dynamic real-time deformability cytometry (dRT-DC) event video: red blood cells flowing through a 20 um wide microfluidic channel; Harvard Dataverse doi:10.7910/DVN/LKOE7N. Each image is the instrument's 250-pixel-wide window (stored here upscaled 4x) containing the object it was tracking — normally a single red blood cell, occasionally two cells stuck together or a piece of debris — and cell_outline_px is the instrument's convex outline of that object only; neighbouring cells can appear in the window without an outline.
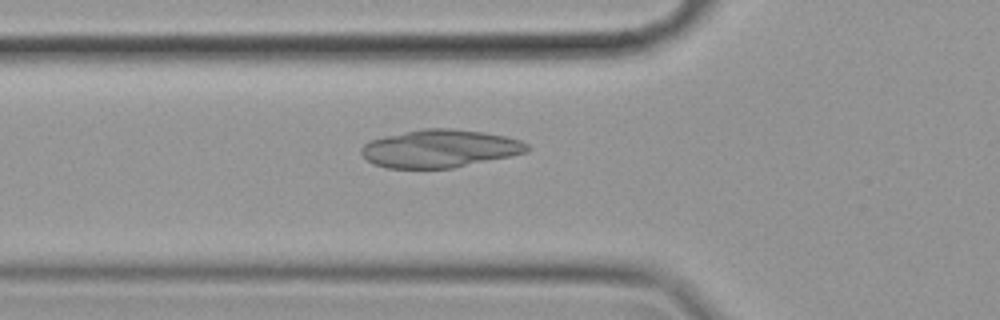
{"species": "common noctule bat (a hibernating species)", "species_latin": "Nyctalus noctula", "temperature_condition": "cold", "stored_images_in_passage": 47, "camera_frame_rate_fps": 3000, "um_per_image_px": 0.085, "animal": {"sex": "female", "body_mass_g": 19.9}, "frame": {"image": 1, "passage_image": 10, "time_ms": 3.0, "image_size_px": [1000, 320], "cell_outline_px": [[528, 148], [524, 152], [508, 156], [452, 168], [388, 168], [372, 164], [360, 152], [360, 148], [364, 144], [372, 140], [384, 136], [424, 128], [452, 128], [484, 132], [504, 136], [520, 140], [528, 144]], "centroid_in_image_um": [37.34, 12.62], "position_along_channel_um": 88.5, "area_um2": 36.24}}
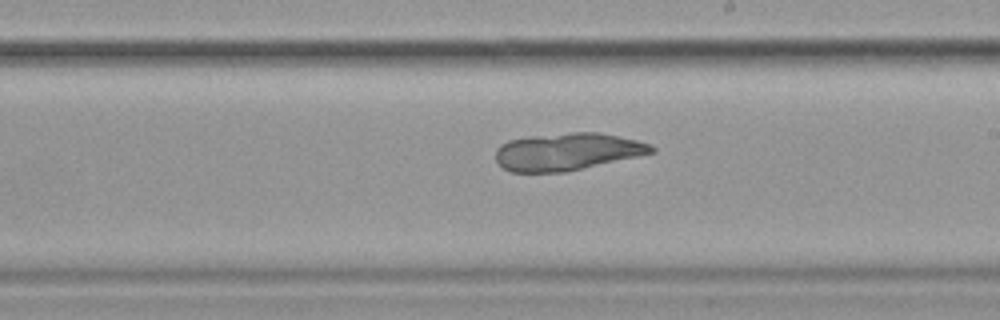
{"frame": {"image": 2, "passage_image": 23, "time_ms": 7.333, "image_size_px": [1000, 320], "cell_outline_px": [[656, 152], [568, 172], [512, 172], [504, 168], [496, 160], [496, 148], [500, 144], [508, 140], [528, 136], [572, 132], [600, 132], [636, 140], [652, 144], [656, 148]], "centroid_in_image_um": [48.23, 12.89], "position_along_channel_um": 240.8, "area_um2": 34.22}}
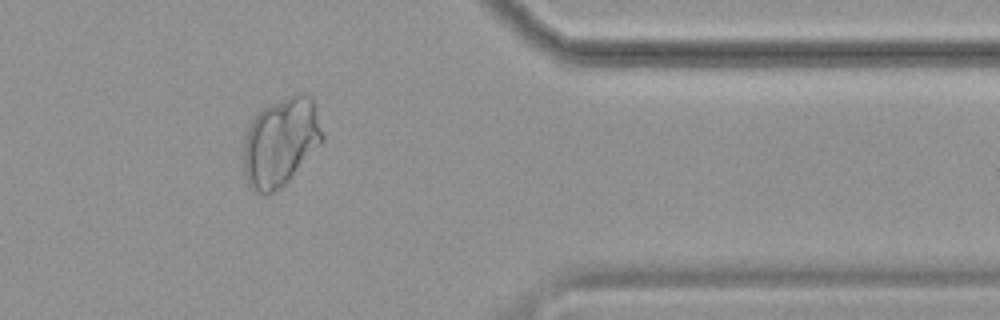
{"frame": {"image": 3, "passage_image": 37, "time_ms": 12.0, "image_size_px": [1000, 320], "cell_outline_px": [[324, 140], [288, 180], [280, 188], [272, 192], [256, 192], [248, 184], [244, 176], [244, 136], [252, 120], [264, 108], [288, 96], [304, 92], [312, 96], [324, 136]], "centroid_in_image_um": [23.87, 12.05], "position_along_channel_um": 387.5, "area_um2": 40.17}}